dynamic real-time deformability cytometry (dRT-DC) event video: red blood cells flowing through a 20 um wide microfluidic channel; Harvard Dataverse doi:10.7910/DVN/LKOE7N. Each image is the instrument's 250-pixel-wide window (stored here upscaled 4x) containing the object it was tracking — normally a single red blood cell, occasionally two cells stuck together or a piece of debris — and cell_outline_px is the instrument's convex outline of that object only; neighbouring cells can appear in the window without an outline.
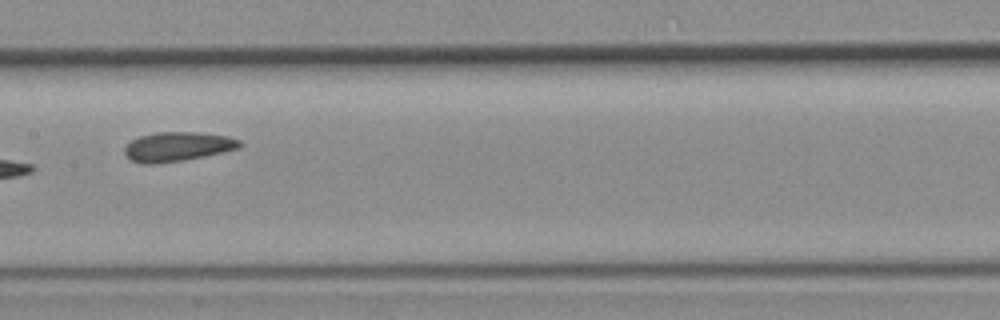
{"species": "common noctule bat (a hibernating species)", "species_latin": "Nyctalus noctula", "temperature_condition": "room temperature", "stored_images_in_passage": 8, "camera_frame_rate_fps": 3000, "um_per_image_px": 0.085, "animal": {"sex": "female", "body_mass_g": 19.3, "forearm_length_mm": 54.1}, "frame": {"image": 1, "passage_image": 7, "time_ms": 7.0, "image_size_px": [1000, 320], "cell_outline_px": [[244, 144], [240, 148], [204, 156], [184, 160], [156, 164], [144, 164], [132, 160], [124, 152], [124, 148], [132, 140], [140, 136], [156, 132], [196, 132], [228, 136], [240, 140]], "centroid_in_image_um": [15.12, 12.46], "position_along_channel_um": 192.3, "area_um2": 19.65}}
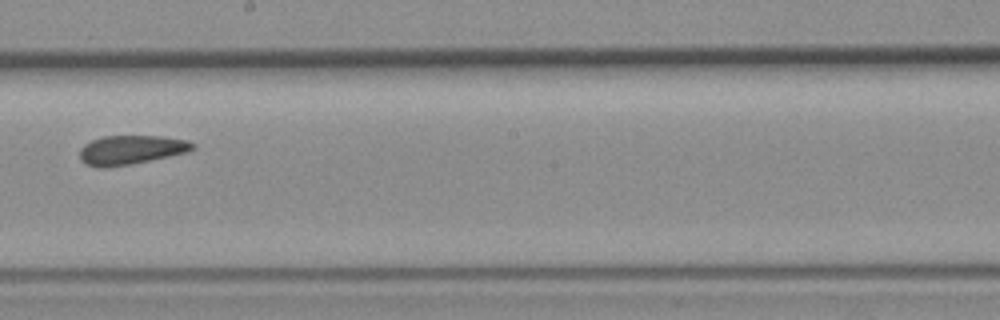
{"frame": {"image": 2, "passage_image": 8, "time_ms": 8.0, "image_size_px": [1000, 320], "cell_outline_px": [[196, 144], [192, 148], [184, 152], [168, 156], [132, 164], [104, 168], [100, 168], [84, 164], [80, 160], [80, 148], [84, 144], [92, 140], [104, 136], [164, 136], [188, 140]], "centroid_in_image_um": [11.08, 12.74], "position_along_channel_um": 237.1, "area_um2": 19.13}}